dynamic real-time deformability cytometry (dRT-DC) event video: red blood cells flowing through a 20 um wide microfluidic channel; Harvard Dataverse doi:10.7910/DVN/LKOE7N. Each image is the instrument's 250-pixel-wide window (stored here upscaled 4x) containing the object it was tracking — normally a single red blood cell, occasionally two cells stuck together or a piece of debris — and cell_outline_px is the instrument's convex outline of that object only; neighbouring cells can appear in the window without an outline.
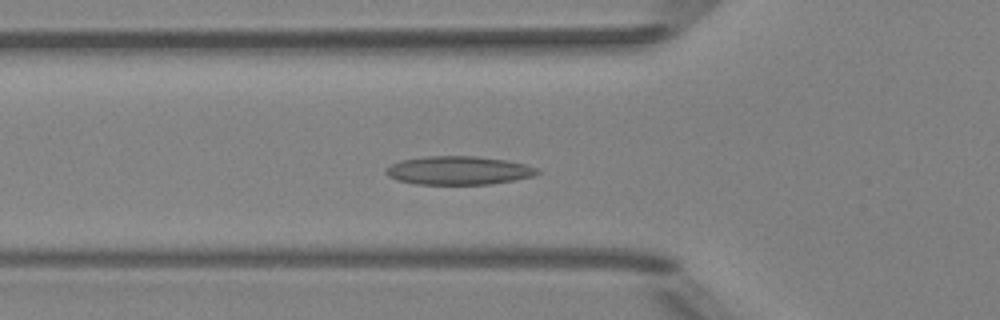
{"species": "Egyptian fruit bat (a non-hibernating species)", "species_latin": "Rousettus aegyptiacus", "temperature_condition": "room temperature", "stored_images_in_passage": 50, "camera_frame_rate_fps": 3000, "um_per_image_px": 0.085, "animal": {"sex": "female"}, "frame": {"image": 1, "passage_image": 17, "time_ms": 5.333, "image_size_px": [1000, 320], "cell_outline_px": [[544, 172], [536, 176], [488, 184], [416, 184], [396, 180], [388, 176], [384, 172], [384, 168], [400, 160], [424, 156], [476, 156], [508, 160], [540, 168]], "centroid_in_image_um": [39.0, 14.48], "position_along_channel_um": 86.8, "area_um2": 25.49}}
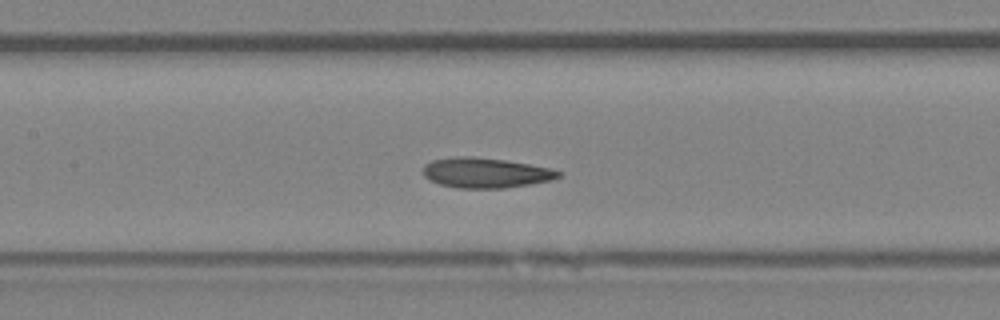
{"frame": {"image": 2, "passage_image": 23, "time_ms": 7.333, "image_size_px": [1000, 320], "cell_outline_px": [[560, 176], [552, 180], [504, 188], [456, 188], [440, 184], [428, 180], [424, 176], [424, 164], [432, 160], [456, 156], [472, 156], [504, 160], [528, 164], [548, 168], [560, 172]], "centroid_in_image_um": [41.22, 14.69], "position_along_channel_um": 166.2, "area_um2": 23.58}}
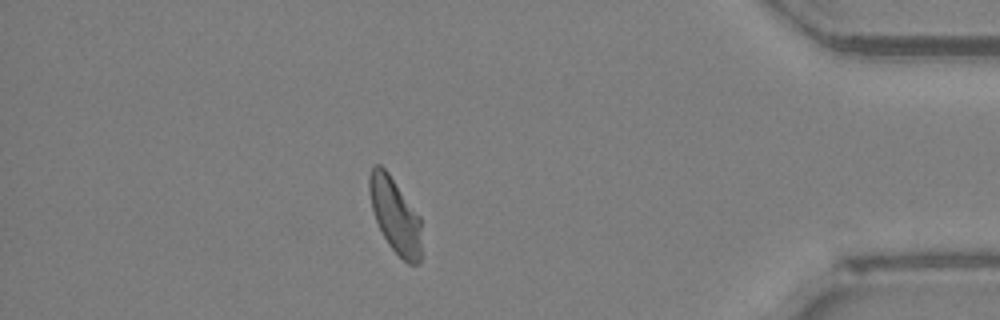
{"frame": {"image": 3, "passage_image": 44, "time_ms": 14.333, "image_size_px": [1000, 320], "cell_outline_px": [[420, 260], [416, 264], [408, 264], [388, 244], [376, 220], [372, 208], [368, 188], [368, 176], [372, 168], [376, 164], [380, 164], [388, 172], [420, 216]], "centroid_in_image_um": [33.57, 18.28], "position_along_channel_um": 401.6, "area_um2": 22.48}, "authors_computed_cell_mechanics": {"area_um2": 23.5824, "velocity_mm_per_s": 3.9607, "shape_relaxation_time_tau1_ms": 6.2164, "shape_relaxation_time_tau2_ms": 3.1143, "deformation_change_tau1": 0.1543, "deformation_change_tau2": 0.0714}}